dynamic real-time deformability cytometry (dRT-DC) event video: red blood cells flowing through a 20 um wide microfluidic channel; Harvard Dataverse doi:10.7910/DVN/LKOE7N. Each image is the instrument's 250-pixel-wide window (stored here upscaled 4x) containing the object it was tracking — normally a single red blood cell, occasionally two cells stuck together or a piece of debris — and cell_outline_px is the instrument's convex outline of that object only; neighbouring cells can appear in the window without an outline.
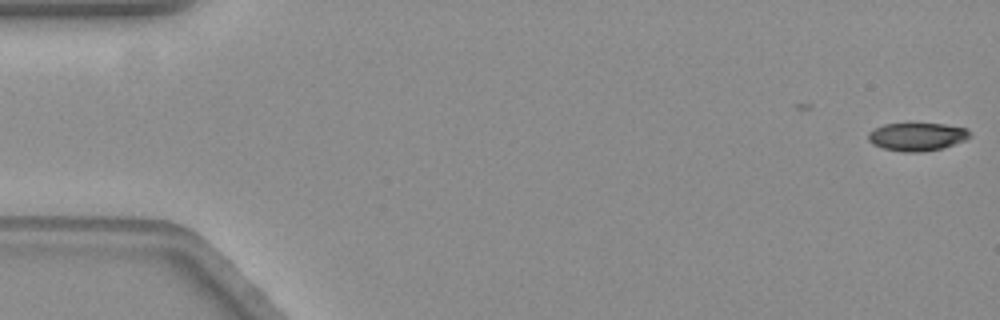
{"species": "common noctule bat (a hibernating species)", "species_latin": "Nyctalus noctula", "temperature_condition": "warm", "stored_images_in_passage": 5, "camera_frame_rate_fps": 3000, "um_per_image_px": 0.085, "animal": {"sex": "female", "body_mass_g": 19.3, "forearm_length_mm": 54.1}, "frame": {"image": 1, "passage_image": 5, "time_ms": 1.333, "image_size_px": [1000, 320], "cell_outline_px": [[968, 136], [964, 140], [940, 148], [920, 152], [904, 152], [884, 148], [872, 144], [868, 140], [868, 132], [884, 124], [944, 124], [964, 128], [968, 132]], "centroid_in_image_um": [77.87, 11.62], "position_along_channel_um": 7.1, "area_um2": 16.13}}